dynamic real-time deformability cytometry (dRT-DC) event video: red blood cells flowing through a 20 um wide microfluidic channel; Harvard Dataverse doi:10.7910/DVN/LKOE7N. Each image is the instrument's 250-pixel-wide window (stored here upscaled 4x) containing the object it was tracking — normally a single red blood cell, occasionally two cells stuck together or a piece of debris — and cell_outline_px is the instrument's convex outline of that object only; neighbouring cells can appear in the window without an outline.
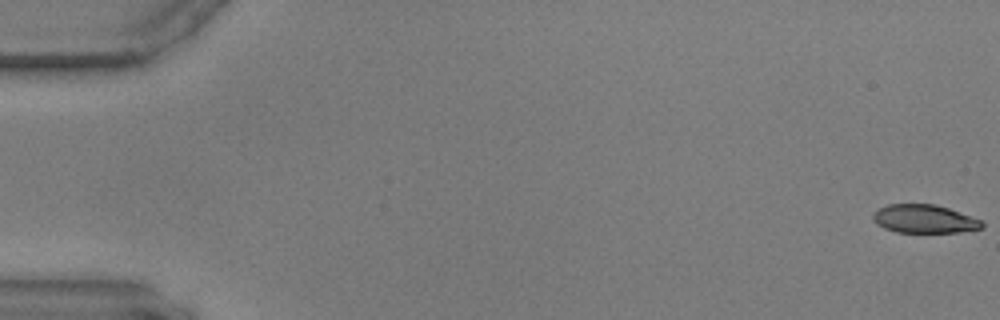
{"species": "common noctule bat (a hibernating species)", "species_latin": "Nyctalus noctula", "temperature_condition": "warm", "stored_images_in_passage": 58, "camera_frame_rate_fps": 3000, "um_per_image_px": 0.085, "animal": {"sex": "male", "body_mass_g": 17.9, "forearm_length_mm": 54.2}, "frame": {"image": 1, "passage_image": 1, "time_ms": 0.0, "image_size_px": [1000, 320], "cell_outline_px": [[984, 228], [960, 232], [896, 232], [884, 228], [876, 224], [872, 220], [872, 212], [888, 204], [936, 204], [948, 208], [980, 220], [984, 224]], "centroid_in_image_um": [78.52, 18.61], "position_along_channel_um": 6.5, "area_um2": 18.03}}
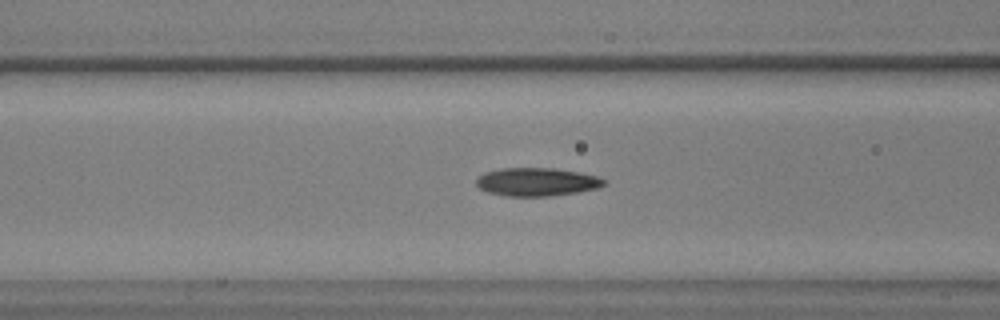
{"frame": {"image": 2, "passage_image": 24, "time_ms": 7.667, "image_size_px": [1000, 320], "cell_outline_px": [[608, 184], [600, 188], [576, 192], [548, 196], [508, 196], [488, 192], [480, 188], [476, 184], [476, 180], [484, 172], [500, 168], [552, 168], [576, 172], [596, 176], [608, 180]], "centroid_in_image_um": [45.66, 15.46], "position_along_channel_um": 120.9, "area_um2": 20.98}}
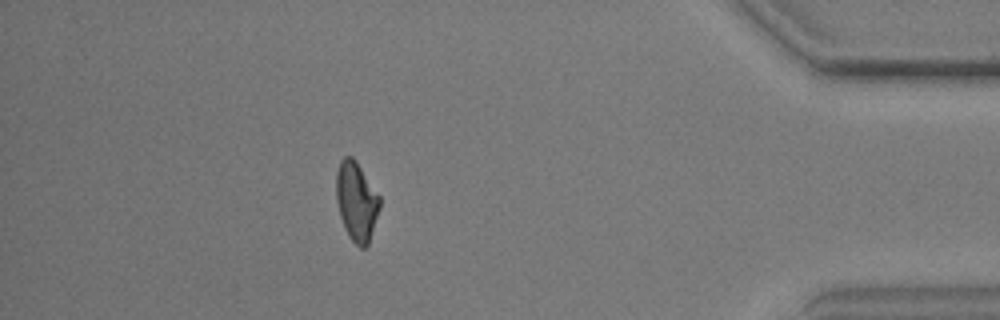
{"frame": {"image": 3, "passage_image": 52, "time_ms": 17.0, "image_size_px": [1000, 320], "cell_outline_px": [[380, 208], [368, 244], [364, 248], [360, 248], [348, 236], [344, 228], [340, 216], [336, 200], [336, 172], [340, 160], [344, 156], [352, 156], [356, 160], [380, 196]], "centroid_in_image_um": [30.29, 17.1], "position_along_channel_um": 404.9, "area_um2": 20.17}}